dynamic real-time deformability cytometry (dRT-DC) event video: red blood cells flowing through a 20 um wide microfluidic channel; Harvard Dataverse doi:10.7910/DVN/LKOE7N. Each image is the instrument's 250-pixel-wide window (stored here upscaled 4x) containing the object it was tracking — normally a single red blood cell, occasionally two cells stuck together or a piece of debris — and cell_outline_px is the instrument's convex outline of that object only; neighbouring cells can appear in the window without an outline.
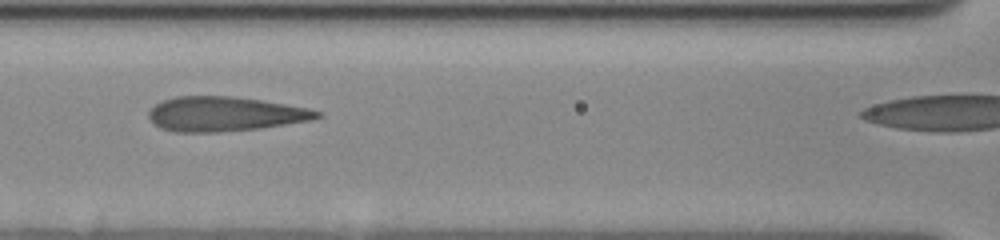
{"species": "human", "species_latin": "Homo sapiens", "temperature_condition": "cold", "stored_images_in_passage": 51, "segment_of_instrument_passage": [2, 2], "camera_frame_rate_fps": 3000, "um_per_image_px": 0.085, "donor": {"sex": "female"}, "frame": {"image": 1, "passage_image": 27, "time_ms": 8.667, "image_size_px": [1000, 240], "cell_outline_px": [[324, 116], [312, 120], [260, 128], [216, 132], [176, 132], [160, 128], [152, 124], [148, 116], [148, 112], [156, 104], [164, 100], [176, 96], [232, 96], [260, 100], [308, 108], [320, 112]], "centroid_in_image_um": [19.09, 9.69], "position_along_channel_um": 147.5, "area_um2": 33.87}}
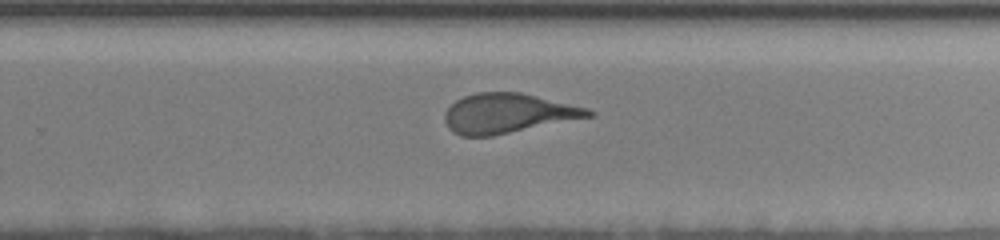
{"frame": {"image": 2, "passage_image": 39, "time_ms": 12.667, "image_size_px": [1000, 240], "cell_outline_px": [[596, 116], [492, 136], [460, 136], [452, 132], [448, 128], [444, 120], [444, 112], [456, 100], [464, 96], [476, 92], [520, 92], [588, 108], [596, 112]], "centroid_in_image_um": [43.18, 9.64], "position_along_channel_um": 286.6, "area_um2": 33.47}}
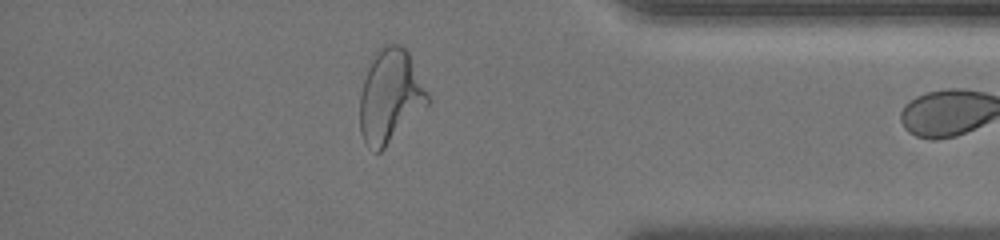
{"frame": {"image": 3, "passage_image": 50, "time_ms": 16.333, "image_size_px": [1000, 240], "cell_outline_px": [[432, 100], [380, 152], [376, 152], [368, 148], [364, 144], [360, 132], [360, 92], [368, 68], [372, 60], [380, 48], [384, 44], [400, 44], [408, 52]], "centroid_in_image_um": [33.16, 8.2], "position_along_channel_um": 402.0, "area_um2": 36.65}}